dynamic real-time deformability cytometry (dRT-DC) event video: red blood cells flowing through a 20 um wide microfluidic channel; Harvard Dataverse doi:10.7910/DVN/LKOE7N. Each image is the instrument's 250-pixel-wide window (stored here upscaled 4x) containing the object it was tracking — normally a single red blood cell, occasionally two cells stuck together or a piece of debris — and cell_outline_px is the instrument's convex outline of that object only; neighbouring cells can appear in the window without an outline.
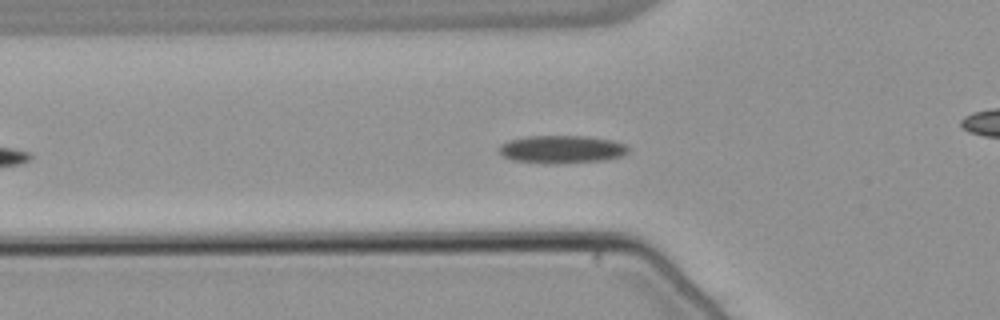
{"species": "common noctule bat (a hibernating species)", "species_latin": "Nyctalus noctula", "temperature_condition": "warm", "stored_images_in_passage": 45, "camera_frame_rate_fps": 3000, "um_per_image_px": 0.085, "animal": {"sex": "male", "body_mass_g": 21.5, "forearm_length_mm": 52.0}, "frame": {"image": 1, "passage_image": 8, "time_ms": 2.333, "image_size_px": [1000, 320], "cell_outline_px": [[628, 152], [624, 156], [608, 160], [556, 164], [544, 164], [512, 160], [504, 156], [500, 152], [500, 144], [508, 140], [528, 136], [584, 136], [612, 140], [624, 144], [628, 148]], "centroid_in_image_um": [47.76, 12.71], "position_along_channel_um": 78.0, "area_um2": 21.21}}
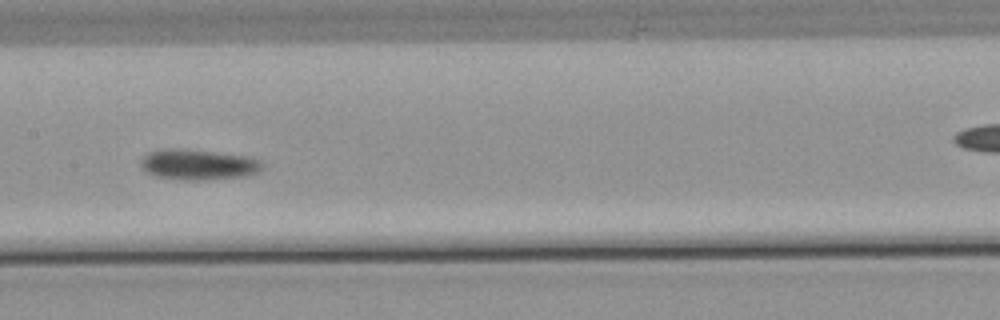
{"frame": {"image": 2, "passage_image": 17, "time_ms": 5.333, "image_size_px": [1000, 320], "cell_outline_px": [[264, 168], [256, 172], [244, 176], [204, 180], [184, 180], [156, 176], [144, 172], [140, 164], [140, 160], [148, 152], [160, 148], [184, 148], [252, 156], [260, 160], [264, 164]], "centroid_in_image_um": [16.84, 13.97], "position_along_channel_um": 190.6, "area_um2": 22.14}}
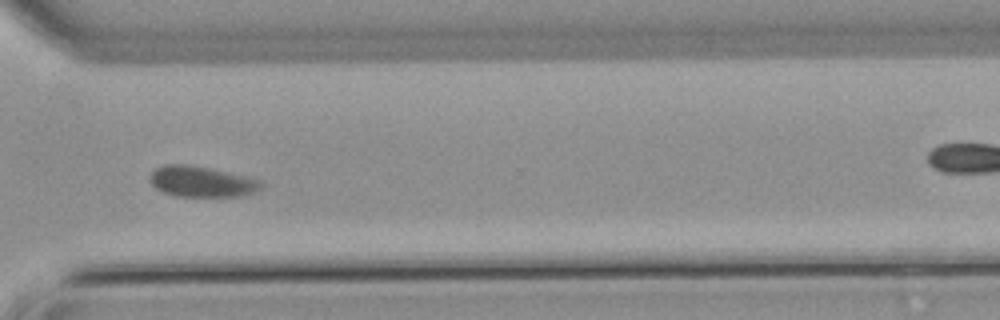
{"frame": {"image": 3, "passage_image": 30, "time_ms": 9.667, "image_size_px": [1000, 320], "cell_outline_px": [[264, 188], [256, 192], [244, 196], [176, 196], [164, 192], [156, 188], [148, 180], [148, 176], [156, 168], [164, 164], [184, 164], [208, 168], [248, 176], [264, 180]], "centroid_in_image_um": [17.2, 15.44], "position_along_channel_um": 353.4, "area_um2": 20.23}, "authors_computed_cell_mechanics": {"area_um2": 20.6924, "velocity_mm_per_s": 3.7486, "shape_relaxation_time_tau1_ms": 9.104, "shape_relaxation_time_tau2_ms": 4.4107, "deformation_change_tau1": 0.1299, "deformation_change_tau2": 0.0601}}